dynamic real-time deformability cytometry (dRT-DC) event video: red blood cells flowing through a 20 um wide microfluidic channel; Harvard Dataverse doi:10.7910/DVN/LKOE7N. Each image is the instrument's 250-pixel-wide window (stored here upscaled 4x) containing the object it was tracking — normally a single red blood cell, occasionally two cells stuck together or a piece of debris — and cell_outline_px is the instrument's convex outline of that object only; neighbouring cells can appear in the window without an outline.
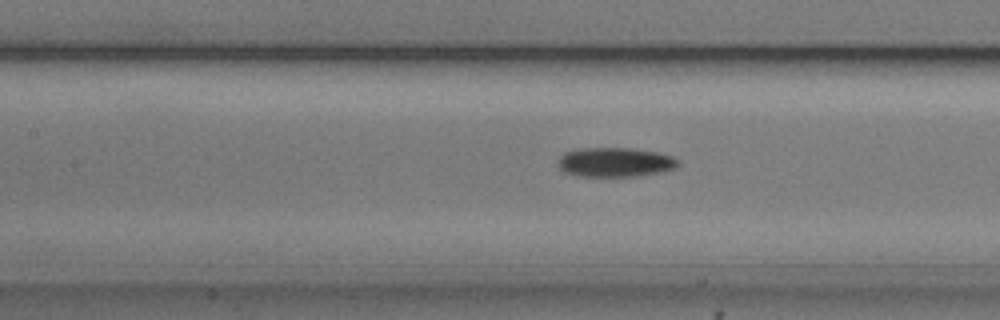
{"species": "common noctule bat (a hibernating species)", "species_latin": "Nyctalus noctula", "temperature_condition": "cold", "stored_images_in_passage": 54, "camera_frame_rate_fps": 3000, "um_per_image_px": 0.085, "animal": {"sex": "male", "body_mass_g": 20.5, "forearm_length_mm": 52.5}, "frame": {"image": 1, "passage_image": 24, "time_ms": 7.667, "image_size_px": [1000, 320], "cell_outline_px": [[680, 164], [676, 168], [660, 172], [636, 176], [580, 176], [564, 172], [560, 168], [560, 156], [564, 152], [580, 148], [632, 148], [656, 152], [672, 156], [680, 160]], "centroid_in_image_um": [52.32, 13.78], "position_along_channel_um": 155.1, "area_um2": 20.52}}
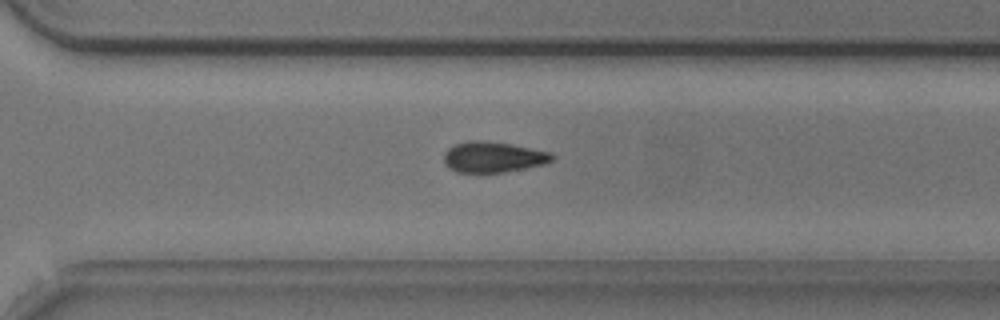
{"frame": {"image": 2, "passage_image": 38, "time_ms": 12.333, "image_size_px": [1000, 320], "cell_outline_px": [[556, 156], [552, 160], [544, 164], [504, 172], [456, 172], [448, 168], [444, 160], [444, 152], [448, 148], [456, 144], [468, 140], [480, 140], [508, 144], [552, 152]], "centroid_in_image_um": [41.91, 13.35], "position_along_channel_um": 328.7, "area_um2": 19.25}}
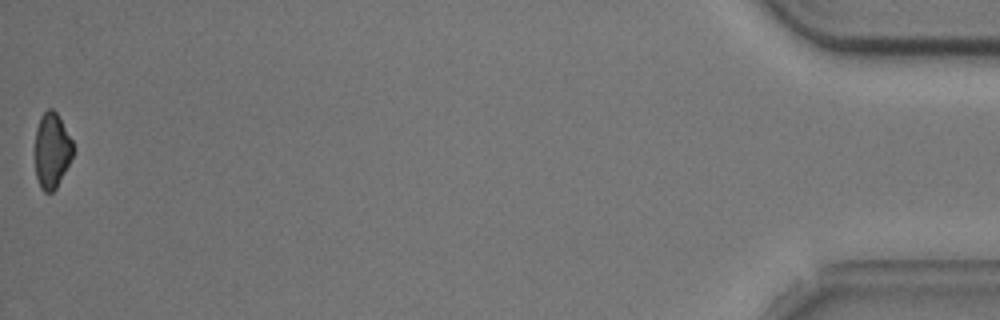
{"frame": {"image": 3, "passage_image": 54, "time_ms": 17.667, "image_size_px": [1000, 320], "cell_outline_px": [[76, 148], [56, 188], [52, 192], [44, 192], [40, 188], [36, 176], [36, 128], [40, 116], [48, 108], [52, 108], [56, 112], [72, 140]], "centroid_in_image_um": [4.42, 12.78], "position_along_channel_um": 430.8, "area_um2": 16.59}, "authors_computed_cell_mechanics": {"area_um2": 19.4497, "velocity_mm_per_s": 3.7407, "shape_relaxation_time_tau1_ms": 2.0059, "shape_relaxation_time_tau2_ms": null, "deformation_change_tau1": 0.1092, "deformation_change_tau2": null}}